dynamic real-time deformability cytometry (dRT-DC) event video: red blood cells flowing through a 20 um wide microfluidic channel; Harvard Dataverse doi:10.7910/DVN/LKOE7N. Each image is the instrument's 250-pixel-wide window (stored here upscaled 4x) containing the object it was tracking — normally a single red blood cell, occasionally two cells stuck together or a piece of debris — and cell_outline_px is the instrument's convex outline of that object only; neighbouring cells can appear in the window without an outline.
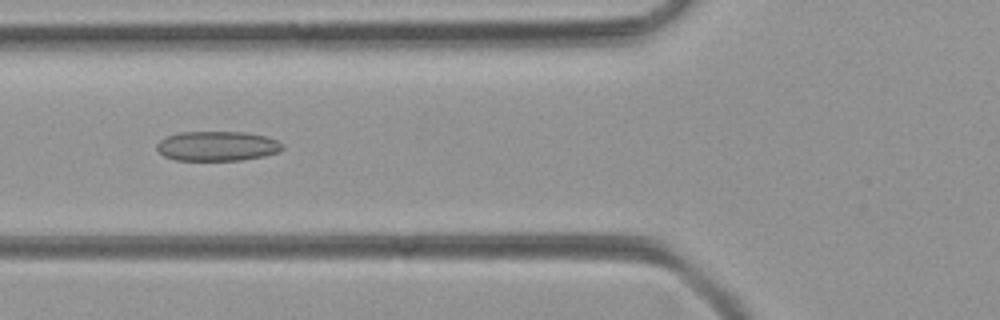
{"species": "common noctule bat (a hibernating species)", "species_latin": "Nyctalus noctula", "temperature_condition": "room temperature", "stored_images_in_passage": 46, "camera_frame_rate_fps": 3000, "um_per_image_px": 0.085, "animal": {"sex": "female", "body_mass_g": 21.9}, "frame": {"image": 1, "passage_image": 16, "time_ms": 5.0, "image_size_px": [1000, 320], "cell_outline_px": [[284, 148], [280, 152], [264, 156], [240, 160], [176, 160], [164, 156], [156, 148], [156, 144], [160, 140], [168, 136], [180, 132], [244, 132], [264, 136], [276, 140], [284, 144]], "centroid_in_image_um": [18.48, 12.42], "position_along_channel_um": 107.3, "area_um2": 21.73}}
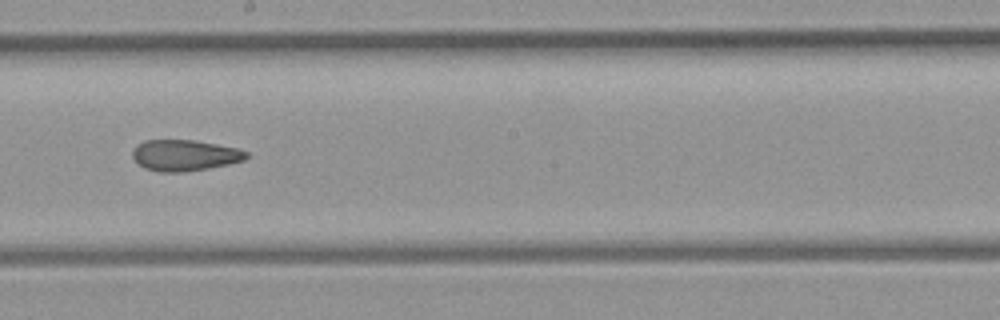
{"frame": {"image": 2, "passage_image": 25, "time_ms": 8.0, "image_size_px": [1000, 320], "cell_outline_px": [[248, 156], [244, 160], [228, 164], [208, 168], [180, 172], [160, 172], [144, 168], [132, 156], [132, 148], [136, 144], [144, 140], [196, 140], [240, 148], [248, 152]], "centroid_in_image_um": [15.7, 13.18], "position_along_channel_um": 232.5, "area_um2": 20.75}}
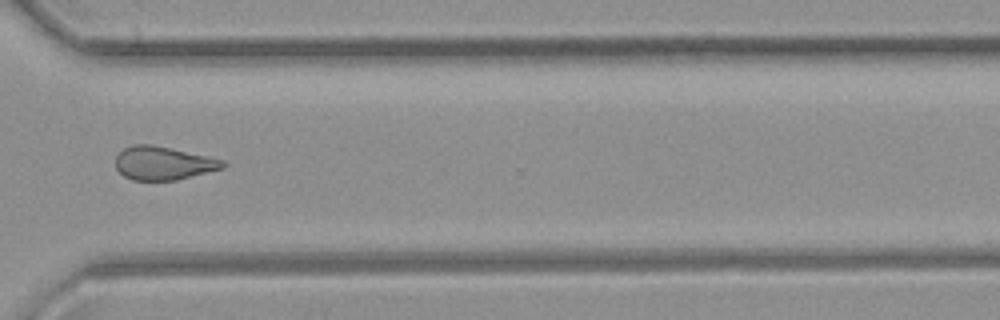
{"frame": {"image": 3, "passage_image": 34, "time_ms": 11.0, "image_size_px": [1000, 320], "cell_outline_px": [[228, 164], [224, 168], [176, 180], [132, 180], [124, 176], [116, 168], [116, 156], [124, 148], [132, 144], [152, 144], [224, 160]], "centroid_in_image_um": [13.88, 13.87], "position_along_channel_um": 356.7, "area_um2": 20.81}}